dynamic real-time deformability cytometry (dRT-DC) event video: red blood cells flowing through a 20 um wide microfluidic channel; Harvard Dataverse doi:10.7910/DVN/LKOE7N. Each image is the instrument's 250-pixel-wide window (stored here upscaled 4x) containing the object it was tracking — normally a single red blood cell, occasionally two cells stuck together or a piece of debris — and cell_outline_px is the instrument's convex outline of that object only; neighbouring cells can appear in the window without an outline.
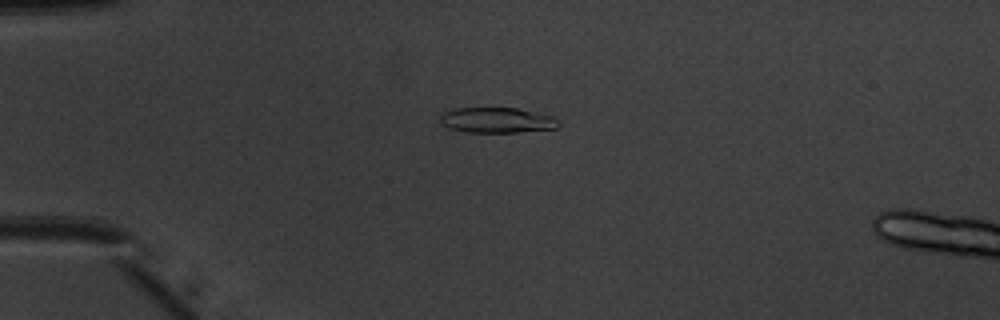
{"species": "common noctule bat (a hibernating species)", "species_latin": "Nyctalus noctula", "temperature_condition": "warm", "stored_images_in_passage": 38, "camera_frame_rate_fps": 3000, "um_per_image_px": 0.085, "animal": {"sex": "male", "body_mass_g": 20.1, "forearm_length_mm": 53.5}, "frame": {"image": 1, "passage_image": 1, "time_ms": 0.0, "image_size_px": [1000, 320], "cell_outline_px": [[560, 124], [556, 128], [516, 132], [468, 132], [448, 128], [440, 124], [440, 116], [444, 112], [456, 108], [516, 108], [552, 116]], "centroid_in_image_um": [42.19, 10.22], "position_along_channel_um": 42.8, "area_um2": 17.34}}
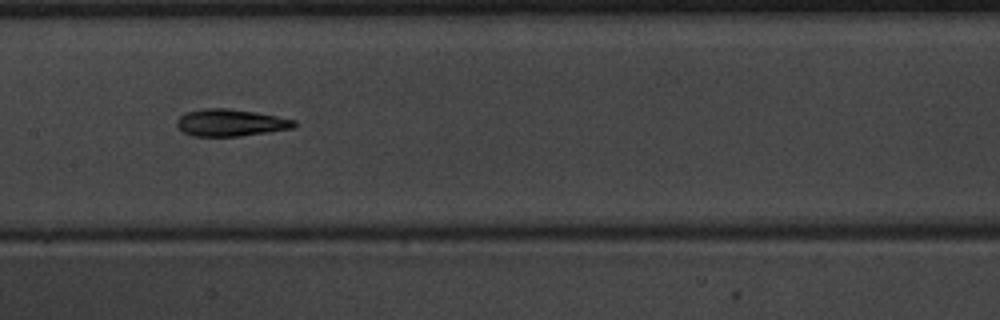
{"frame": {"image": 2, "passage_image": 14, "time_ms": 4.333, "image_size_px": [1000, 320], "cell_outline_px": [[296, 124], [292, 128], [268, 132], [240, 136], [192, 136], [184, 132], [176, 124], [176, 120], [180, 116], [188, 112], [204, 108], [228, 108], [256, 112], [296, 120]], "centroid_in_image_um": [19.59, 10.42], "position_along_channel_um": 187.8, "area_um2": 18.38}}
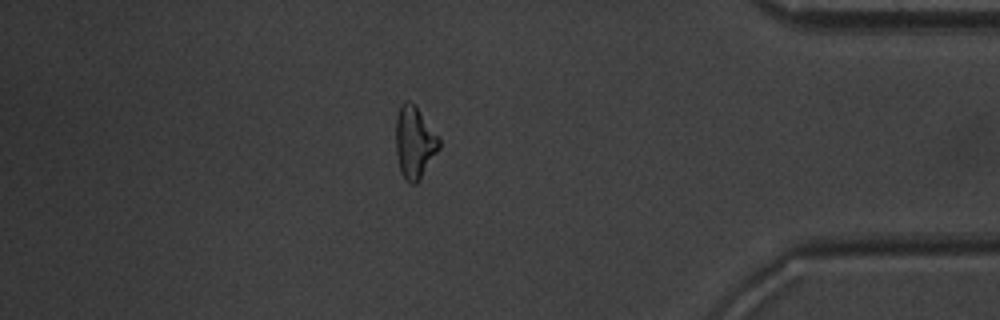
{"frame": {"image": 3, "passage_image": 32, "time_ms": 10.333, "image_size_px": [1000, 320], "cell_outline_px": [[440, 148], [420, 180], [416, 184], [412, 184], [400, 172], [396, 152], [396, 116], [400, 104], [404, 100], [408, 100], [416, 104], [440, 140]], "centroid_in_image_um": [35.23, 12.06], "position_along_channel_um": 400.0, "area_um2": 18.32}, "authors_computed_cell_mechanics": {"area_um2": 18.0047, "velocity_mm_per_s": 4.0401, "shape_relaxation_time_tau1_ms": 4.6258, "shape_relaxation_time_tau2_ms": 4.414, "deformation_change_tau1": 0.1538, "deformation_change_tau2": 0.1399}}